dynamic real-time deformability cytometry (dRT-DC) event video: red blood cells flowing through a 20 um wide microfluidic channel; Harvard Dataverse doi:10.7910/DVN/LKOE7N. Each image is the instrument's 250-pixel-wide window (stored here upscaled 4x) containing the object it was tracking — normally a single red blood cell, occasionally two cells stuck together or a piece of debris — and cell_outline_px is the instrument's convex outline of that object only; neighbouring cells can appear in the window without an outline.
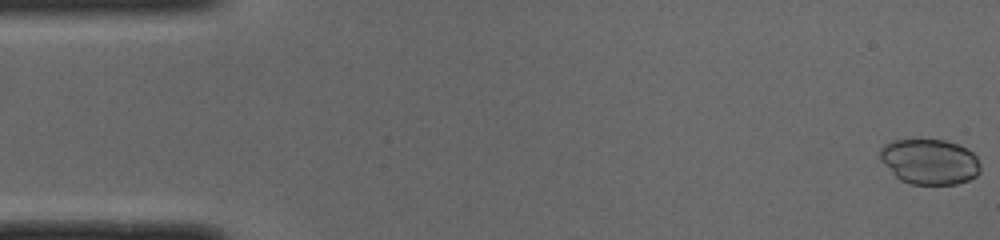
{"species": "common noctule bat (a hibernating species)", "species_latin": "Nyctalus noctula", "temperature_condition": "cold", "stored_images_in_passage": 50, "camera_frame_rate_fps": 3000, "um_per_image_px": 0.085, "animal": {"sex": "male", "body_mass_g": 19.0, "forearm_length_mm": 50.8}, "frame": {"image": 1, "passage_image": 1, "time_ms": 0.0, "image_size_px": [1000, 240], "cell_outline_px": [[980, 172], [976, 176], [968, 180], [956, 184], [912, 184], [900, 180], [880, 160], [880, 148], [884, 144], [892, 140], [912, 136], [920, 136], [944, 140], [968, 148], [976, 156], [980, 164]], "centroid_in_image_um": [78.99, 13.68], "position_along_channel_um": 6.0, "area_um2": 27.4}}
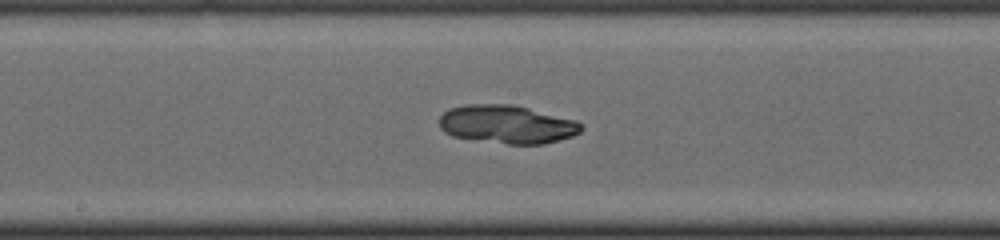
{"frame": {"image": 2, "passage_image": 26, "time_ms": 8.333, "image_size_px": [1000, 240], "cell_outline_px": [[584, 128], [580, 132], [572, 136], [544, 144], [508, 144], [452, 136], [444, 132], [440, 128], [440, 116], [448, 108], [464, 104], [512, 104], [576, 120]], "centroid_in_image_um": [43.08, 10.56], "position_along_channel_um": 205.1, "area_um2": 31.67}}
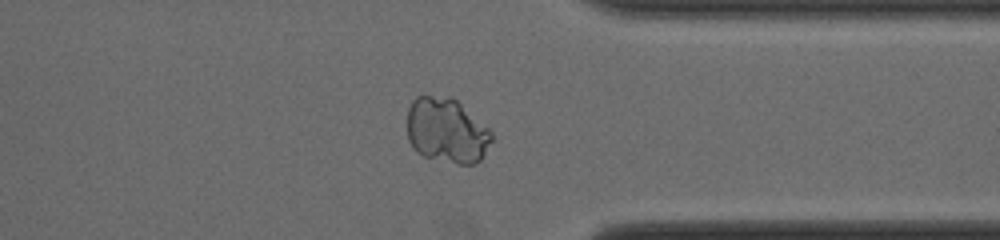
{"frame": {"image": 3, "passage_image": 39, "time_ms": 12.667, "image_size_px": [1000, 240], "cell_outline_px": [[496, 136], [484, 156], [476, 164], [460, 164], [424, 156], [416, 152], [408, 140], [408, 108], [412, 100], [416, 96], [448, 96], [456, 100], [488, 128]], "centroid_in_image_um": [37.99, 11.11], "position_along_channel_um": 373.4, "area_um2": 32.14}}